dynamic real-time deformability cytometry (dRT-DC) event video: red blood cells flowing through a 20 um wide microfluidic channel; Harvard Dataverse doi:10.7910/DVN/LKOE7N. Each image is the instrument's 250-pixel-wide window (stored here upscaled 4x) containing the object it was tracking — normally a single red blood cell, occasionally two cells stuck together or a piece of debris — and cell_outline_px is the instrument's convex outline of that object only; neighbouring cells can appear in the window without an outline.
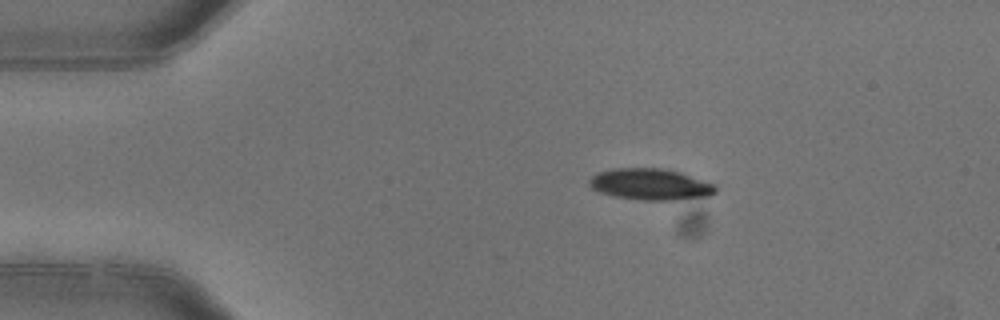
{"species": "common noctule bat (a hibernating species)", "species_latin": "Nyctalus noctula", "temperature_condition": "warm", "stored_images_in_passage": 3, "camera_frame_rate_fps": 3000, "um_per_image_px": 0.085, "animal": {"sex": "female"}, "frame": {"image": 1, "passage_image": 1, "time_ms": 0.0, "image_size_px": [1000, 320], "cell_outline_px": [[716, 192], [708, 196], [676, 200], [644, 200], [616, 196], [600, 192], [592, 188], [588, 184], [588, 180], [596, 172], [612, 168], [668, 168], [716, 184]], "centroid_in_image_um": [55.29, 15.65], "position_along_channel_um": 29.7, "area_um2": 23.24}}
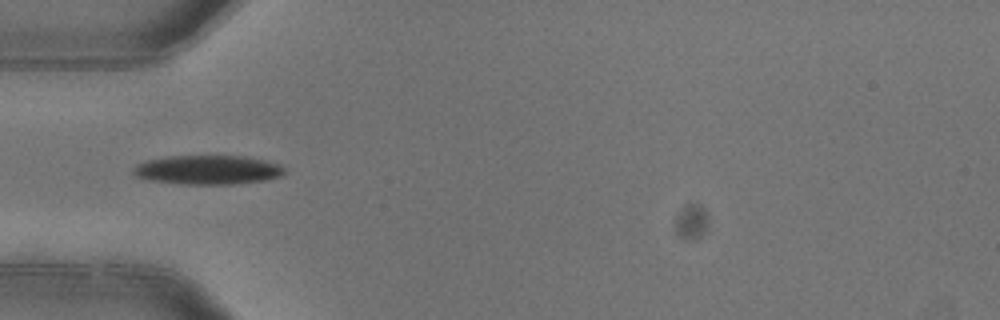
{"frame": {"image": 2, "passage_image": 3, "time_ms": 0.667, "image_size_px": [1000, 320], "cell_outline_px": [[284, 172], [280, 176], [264, 180], [232, 184], [184, 184], [148, 180], [136, 176], [132, 172], [132, 168], [136, 164], [148, 160], [172, 156], [240, 156], [280, 164], [284, 168]], "centroid_in_image_um": [17.61, 14.44], "position_along_channel_um": 67.4, "area_um2": 25.37}}